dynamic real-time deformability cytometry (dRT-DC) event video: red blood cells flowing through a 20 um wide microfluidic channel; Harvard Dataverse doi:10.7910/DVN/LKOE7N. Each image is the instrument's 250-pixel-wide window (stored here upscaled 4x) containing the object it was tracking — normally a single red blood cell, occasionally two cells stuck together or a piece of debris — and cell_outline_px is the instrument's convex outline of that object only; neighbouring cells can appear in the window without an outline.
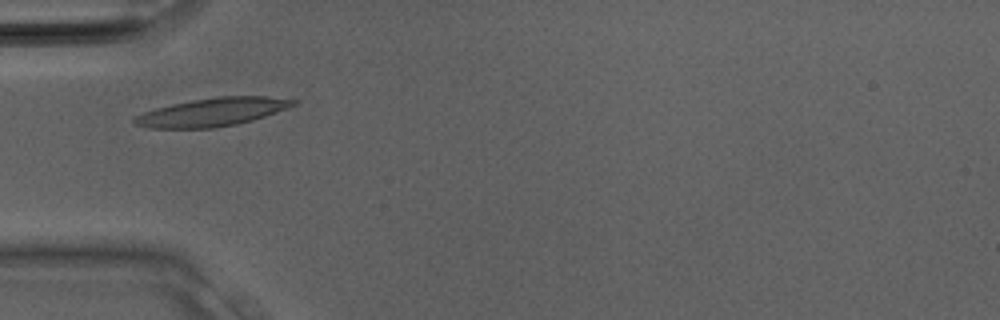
{"species": "Egyptian fruit bat (a non-hibernating species)", "species_latin": "Rousettus aegyptiacus", "temperature_condition": "room temperature", "stored_images_in_passage": 13, "camera_frame_rate_fps": 3000, "um_per_image_px": 0.085, "animal": {"sex": "male"}, "frame": {"image": 1, "passage_image": 6, "time_ms": 1.667, "image_size_px": [1000, 320], "cell_outline_px": [[300, 100], [296, 104], [264, 116], [252, 120], [236, 124], [216, 128], [152, 128], [136, 124], [132, 120], [132, 116], [156, 108], [172, 104], [192, 100], [220, 96], [264, 96]], "centroid_in_image_um": [18.02, 9.52], "position_along_channel_um": 67.0, "area_um2": 25.95}}
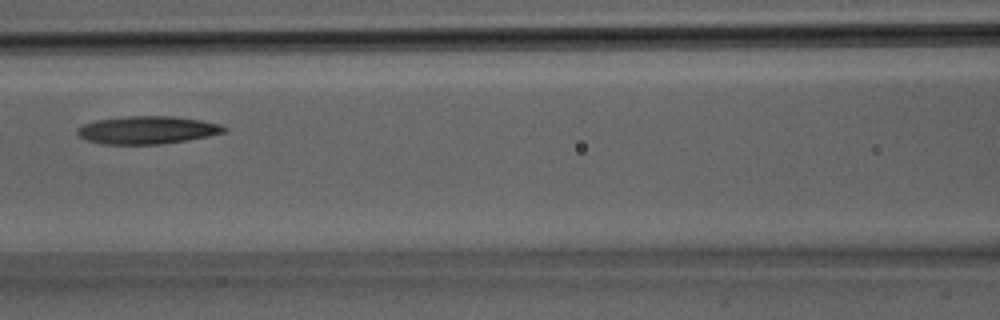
{"frame": {"image": 2, "passage_image": 10, "time_ms": 3.0, "image_size_px": [1000, 320], "cell_outline_px": [[228, 132], [188, 140], [160, 144], [104, 144], [88, 140], [80, 136], [76, 132], [76, 128], [84, 124], [96, 120], [128, 116], [172, 116], [200, 120], [220, 124], [228, 128]], "centroid_in_image_um": [12.55, 11.05], "position_along_channel_um": 154.0, "area_um2": 23.76}}